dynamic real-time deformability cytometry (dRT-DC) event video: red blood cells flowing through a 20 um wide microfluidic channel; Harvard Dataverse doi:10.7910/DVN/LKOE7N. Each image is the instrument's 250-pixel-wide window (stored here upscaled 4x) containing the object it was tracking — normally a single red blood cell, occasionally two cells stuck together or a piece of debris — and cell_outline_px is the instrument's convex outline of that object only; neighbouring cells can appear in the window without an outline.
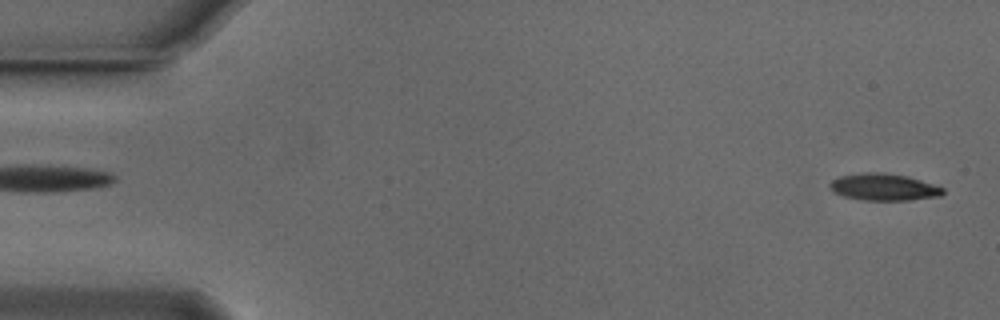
{"species": "Egyptian fruit bat (a non-hibernating species)", "species_latin": "Rousettus aegyptiacus", "temperature_condition": "cold", "stored_images_in_passage": 53, "camera_frame_rate_fps": 3000, "um_per_image_px": 0.085, "animal": {"sex": "male"}, "frame": {"image": 1, "passage_image": 1, "time_ms": 0.0, "image_size_px": [1000, 320], "cell_outline_px": [[944, 192], [940, 196], [908, 200], [860, 200], [844, 196], [832, 192], [828, 188], [828, 184], [832, 180], [840, 176], [864, 172], [884, 172], [908, 176], [944, 188]], "centroid_in_image_um": [75.07, 15.9], "position_along_channel_um": 9.9, "area_um2": 17.86}}
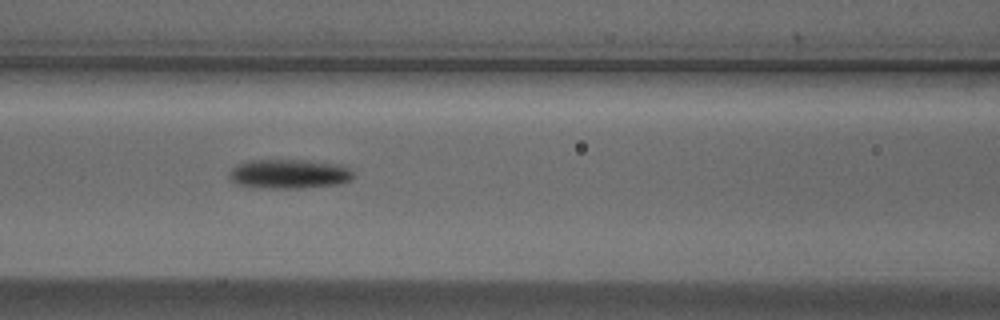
{"frame": {"image": 2, "passage_image": 22, "time_ms": 7.0, "image_size_px": [1000, 320], "cell_outline_px": [[356, 176], [352, 180], [340, 184], [300, 188], [252, 188], [236, 184], [228, 176], [228, 172], [236, 164], [248, 160], [308, 160], [344, 164], [352, 168]], "centroid_in_image_um": [24.62, 14.78], "position_along_channel_um": 142.0, "area_um2": 21.96}}
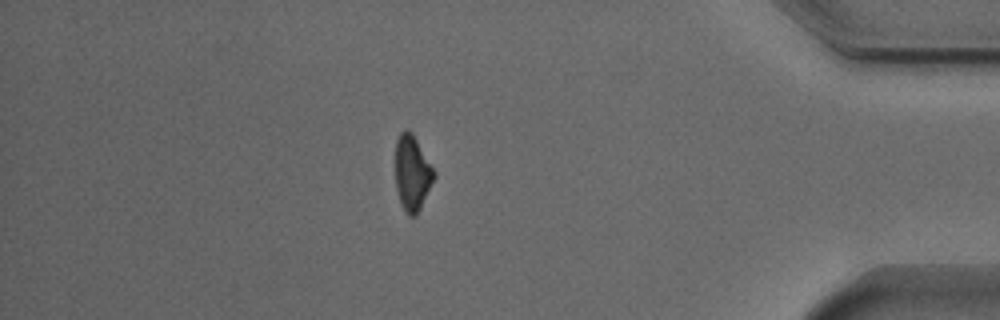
{"frame": {"image": 3, "passage_image": 46, "time_ms": 15.0, "image_size_px": [1000, 320], "cell_outline_px": [[436, 176], [416, 216], [408, 216], [400, 200], [396, 188], [396, 140], [400, 132], [404, 128], [408, 128], [412, 132], [436, 172]], "centroid_in_image_um": [35.05, 14.66], "position_along_channel_um": 400.2, "area_um2": 16.94}, "authors_computed_cell_mechanics": {"area_um2": 18.496, "velocity_mm_per_s": 3.7468, "shape_relaxation_time_tau1_ms": 2.0859, "shape_relaxation_time_tau2_ms": null, "deformation_change_tau1": 0.1077, "deformation_change_tau2": null}}